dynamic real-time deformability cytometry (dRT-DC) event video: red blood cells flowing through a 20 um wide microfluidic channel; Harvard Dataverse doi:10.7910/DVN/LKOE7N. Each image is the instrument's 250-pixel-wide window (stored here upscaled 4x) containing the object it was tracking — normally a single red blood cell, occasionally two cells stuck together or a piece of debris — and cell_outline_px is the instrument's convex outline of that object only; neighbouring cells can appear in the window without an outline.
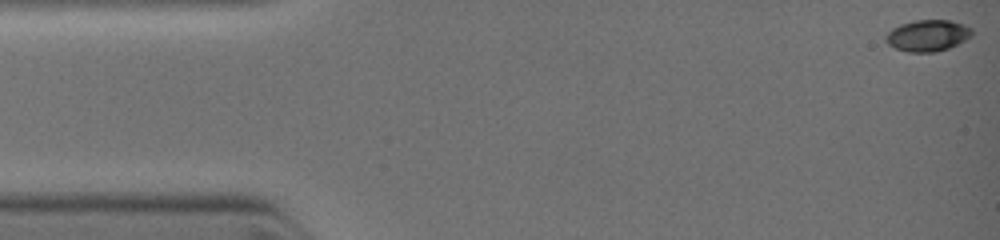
{"species": "common noctule bat (a hibernating species)", "species_latin": "Nyctalus noctula", "temperature_condition": "warm", "stored_images_in_passage": 3, "camera_frame_rate_fps": 3000, "um_per_image_px": 0.085, "animal": {"sex": "female", "body_mass_g": 19.0, "forearm_length_mm": 51.5}, "frame": {"image": 1, "passage_image": 1, "time_ms": 0.0, "image_size_px": [1000, 240], "cell_outline_px": [[972, 32], [964, 40], [948, 48], [936, 52], [908, 52], [896, 48], [888, 44], [884, 40], [888, 32], [892, 28], [900, 24], [916, 20], [948, 20], [972, 28]], "centroid_in_image_um": [78.79, 3.02], "position_along_channel_um": 6.2, "area_um2": 15.49}}